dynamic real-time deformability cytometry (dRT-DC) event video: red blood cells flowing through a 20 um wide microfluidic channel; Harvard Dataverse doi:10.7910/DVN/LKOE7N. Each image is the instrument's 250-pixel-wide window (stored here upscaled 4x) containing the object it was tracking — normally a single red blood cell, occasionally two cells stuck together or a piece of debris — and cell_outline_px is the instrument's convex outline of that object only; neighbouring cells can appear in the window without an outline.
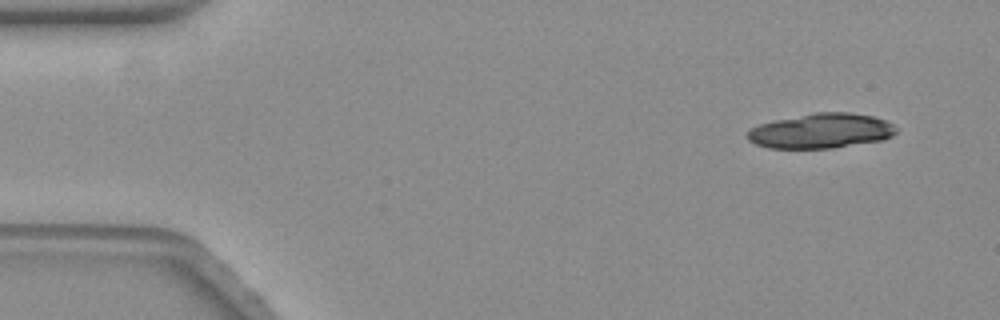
{"species": "common noctule bat (a hibernating species)", "species_latin": "Nyctalus noctula", "temperature_condition": "warm", "stored_images_in_passage": 16, "camera_frame_rate_fps": 3000, "um_per_image_px": 0.085, "animal": {"sex": "female", "body_mass_g": 19.3, "forearm_length_mm": 54.1}, "frame": {"image": 1, "passage_image": 1, "time_ms": 0.0, "image_size_px": [1000, 320], "cell_outline_px": [[896, 132], [892, 136], [880, 140], [832, 148], [768, 148], [756, 144], [748, 140], [748, 132], [752, 128], [760, 124], [776, 120], [816, 112], [848, 112], [872, 116], [884, 120], [892, 124], [896, 128]], "centroid_in_image_um": [69.79, 11.13], "position_along_channel_um": 15.2, "area_um2": 29.82}}